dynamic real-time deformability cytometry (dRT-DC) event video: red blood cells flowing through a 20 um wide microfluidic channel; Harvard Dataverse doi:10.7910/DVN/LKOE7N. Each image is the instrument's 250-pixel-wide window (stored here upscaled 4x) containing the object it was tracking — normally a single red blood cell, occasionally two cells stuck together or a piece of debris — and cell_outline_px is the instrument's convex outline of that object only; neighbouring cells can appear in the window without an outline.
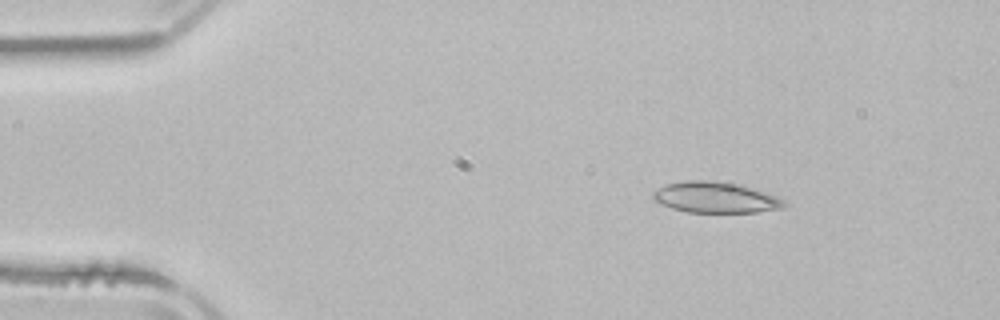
{"species": "common noctule bat (a hibernating species)", "species_latin": "Nyctalus noctula", "temperature_condition": "room temperature", "stored_images_in_passage": 5, "camera_frame_rate_fps": 3000, "um_per_image_px": 0.085, "animal": {"sex": "male", "body_mass_g": 21.5, "forearm_length_mm": 52.0}, "frame": {"image": 1, "passage_image": 2, "time_ms": 1.333, "image_size_px": [1000, 320], "cell_outline_px": [[792, 204], [784, 208], [756, 212], [684, 212], [660, 204], [652, 200], [652, 192], [668, 184], [684, 180], [704, 180], [736, 184], [776, 196]], "centroid_in_image_um": [60.81, 16.8], "position_along_channel_um": 24.2, "area_um2": 23.52}}